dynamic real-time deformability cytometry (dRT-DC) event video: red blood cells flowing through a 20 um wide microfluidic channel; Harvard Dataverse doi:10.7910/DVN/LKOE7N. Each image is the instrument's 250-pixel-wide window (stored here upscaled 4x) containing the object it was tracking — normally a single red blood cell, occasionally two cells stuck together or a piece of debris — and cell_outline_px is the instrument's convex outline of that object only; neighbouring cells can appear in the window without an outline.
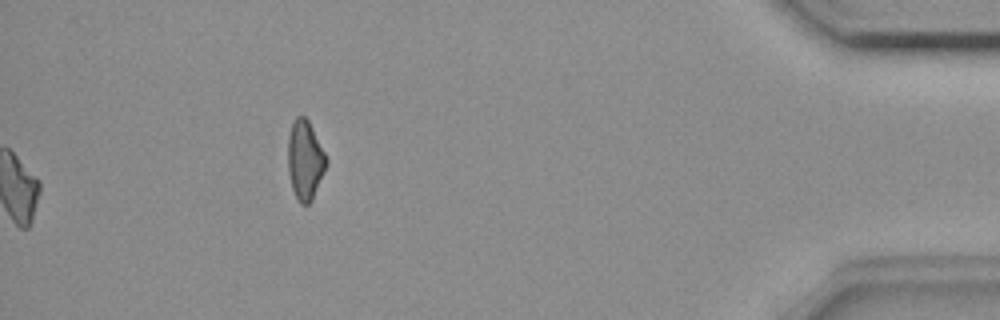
{"species": "common noctule bat (a hibernating species)", "species_latin": "Nyctalus noctula", "temperature_condition": "room temperature", "stored_images_in_passage": 48, "camera_frame_rate_fps": 3000, "um_per_image_px": 0.085, "animal": {"sex": "female", "body_mass_g": 18.4}, "frame": {"image": 1, "passage_image": 48, "time_ms": 15.667, "image_size_px": [1000, 320], "cell_outline_px": [[328, 164], [312, 200], [308, 204], [300, 204], [292, 188], [288, 168], [288, 136], [292, 124], [296, 116], [304, 116], [308, 120], [328, 160]], "centroid_in_image_um": [25.93, 13.61], "position_along_channel_um": 409.3, "area_um2": 17.57}}